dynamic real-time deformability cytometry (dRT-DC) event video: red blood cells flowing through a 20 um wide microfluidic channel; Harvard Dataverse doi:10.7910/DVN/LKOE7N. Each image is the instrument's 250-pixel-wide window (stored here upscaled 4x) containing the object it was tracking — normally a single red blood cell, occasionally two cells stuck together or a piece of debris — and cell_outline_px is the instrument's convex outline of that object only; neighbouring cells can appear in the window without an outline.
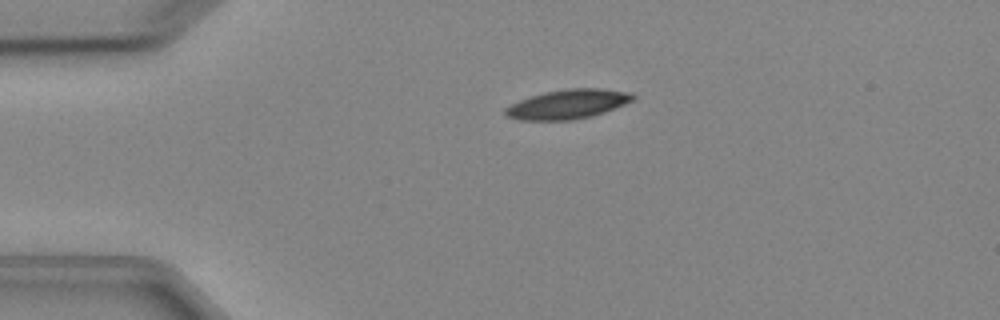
{"species": "Egyptian fruit bat (a non-hibernating species)", "species_latin": "Rousettus aegyptiacus", "temperature_condition": "cold", "stored_images_in_passage": 7, "camera_frame_rate_fps": 3000, "um_per_image_px": 0.085, "animal": {"sex": "female"}, "frame": {"image": 1, "passage_image": 4, "time_ms": 3.667, "image_size_px": [1000, 320], "cell_outline_px": [[636, 96], [632, 100], [624, 104], [604, 112], [592, 116], [572, 120], [520, 120], [504, 116], [504, 108], [520, 100], [544, 92], [568, 88], [600, 88], [632, 92]], "centroid_in_image_um": [48.26, 8.85], "position_along_channel_um": 36.7, "area_um2": 21.85}}
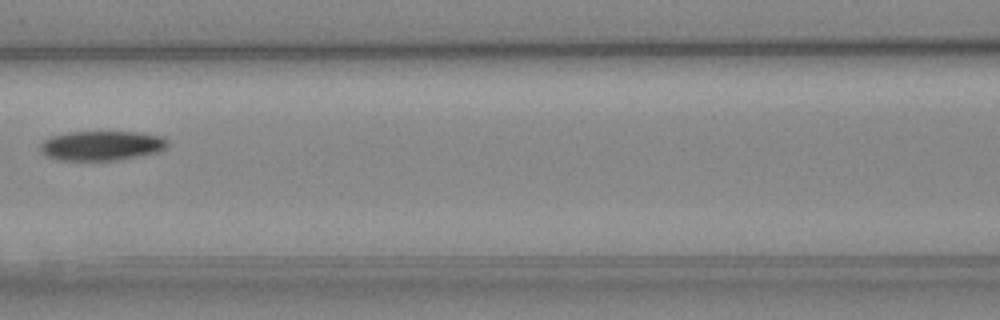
{"frame": {"image": 2, "passage_image": 7, "time_ms": 7.667, "image_size_px": [1000, 320], "cell_outline_px": [[168, 144], [164, 148], [156, 152], [116, 160], [60, 160], [48, 156], [40, 148], [40, 144], [48, 136], [68, 132], [136, 132], [164, 136], [168, 140]], "centroid_in_image_um": [8.63, 12.36], "position_along_channel_um": 158.0, "area_um2": 21.79}}